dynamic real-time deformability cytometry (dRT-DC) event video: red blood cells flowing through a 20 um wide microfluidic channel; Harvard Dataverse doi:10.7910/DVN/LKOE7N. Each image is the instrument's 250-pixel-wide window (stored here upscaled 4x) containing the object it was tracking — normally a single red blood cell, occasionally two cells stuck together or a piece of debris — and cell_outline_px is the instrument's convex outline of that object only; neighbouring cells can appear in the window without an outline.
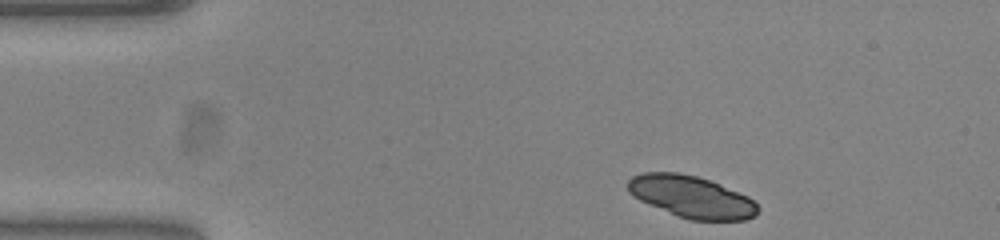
{"species": "common noctule bat (a hibernating species)", "species_latin": "Nyctalus noctula", "temperature_condition": "warm", "stored_images_in_passage": 45, "camera_frame_rate_fps": 3000, "um_per_image_px": 0.085, "animal": {"sex": "female", "body_mass_g": 23.0, "forearm_length_mm": 53.4}, "frame": {"image": 1, "passage_image": 1, "time_ms": 0.0, "image_size_px": [1000, 240], "cell_outline_px": [[760, 208], [756, 216], [744, 220], [688, 220], [640, 200], [628, 192], [628, 180], [632, 176], [644, 172], [676, 172], [696, 176], [708, 180], [748, 196]], "centroid_in_image_um": [58.78, 16.73], "position_along_channel_um": 26.2, "area_um2": 31.44}}